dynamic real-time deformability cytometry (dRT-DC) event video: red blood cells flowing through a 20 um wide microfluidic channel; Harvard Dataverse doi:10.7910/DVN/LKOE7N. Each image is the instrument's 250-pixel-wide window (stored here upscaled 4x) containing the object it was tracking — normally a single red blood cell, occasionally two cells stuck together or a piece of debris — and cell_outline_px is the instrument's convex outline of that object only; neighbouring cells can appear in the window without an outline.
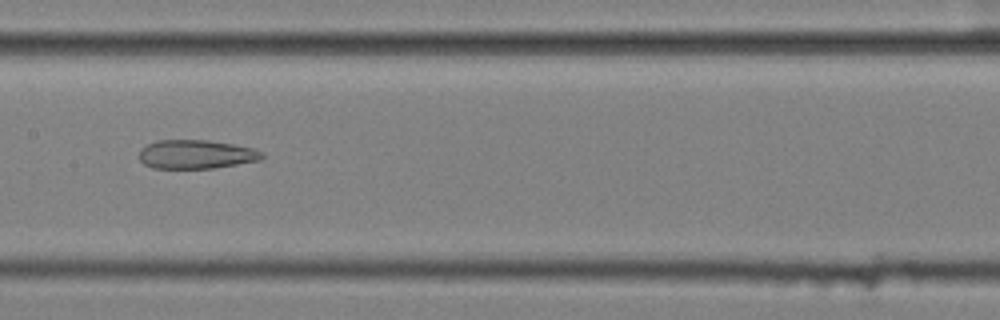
{"species": "common noctule bat (a hibernating species)", "species_latin": "Nyctalus noctula", "temperature_condition": "cold", "stored_images_in_passage": 11, "camera_frame_rate_fps": 3000, "um_per_image_px": 0.085, "animal": {"sex": "female", "body_mass_g": 25.1}, "frame": {"image": 1, "passage_image": 8, "time_ms": 2.333, "image_size_px": [1000, 320], "cell_outline_px": [[264, 156], [260, 160], [212, 168], [152, 168], [144, 164], [140, 160], [140, 148], [156, 140], [208, 140], [236, 144], [256, 148], [264, 152]], "centroid_in_image_um": [16.7, 13.1], "position_along_channel_um": 190.7, "area_um2": 20.81}}
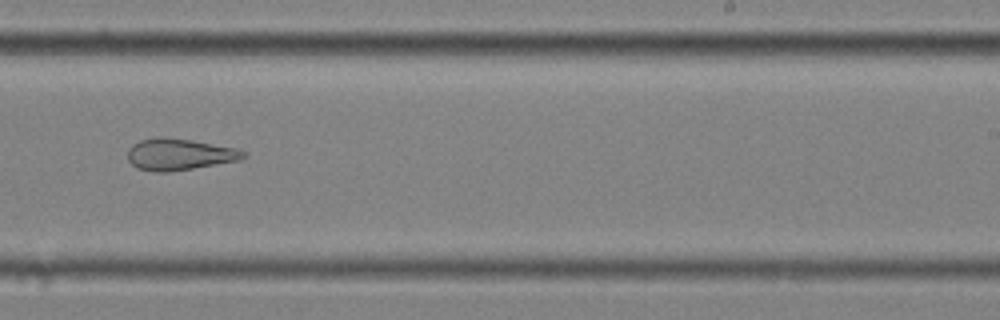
{"frame": {"image": 2, "passage_image": 10, "time_ms": 3.0, "image_size_px": [1000, 320], "cell_outline_px": [[248, 156], [240, 160], [168, 172], [156, 172], [136, 168], [128, 160], [128, 148], [132, 144], [140, 140], [156, 136], [160, 136], [192, 140], [236, 148], [248, 152]], "centroid_in_image_um": [15.24, 13.11], "position_along_channel_um": 273.8, "area_um2": 21.44}}